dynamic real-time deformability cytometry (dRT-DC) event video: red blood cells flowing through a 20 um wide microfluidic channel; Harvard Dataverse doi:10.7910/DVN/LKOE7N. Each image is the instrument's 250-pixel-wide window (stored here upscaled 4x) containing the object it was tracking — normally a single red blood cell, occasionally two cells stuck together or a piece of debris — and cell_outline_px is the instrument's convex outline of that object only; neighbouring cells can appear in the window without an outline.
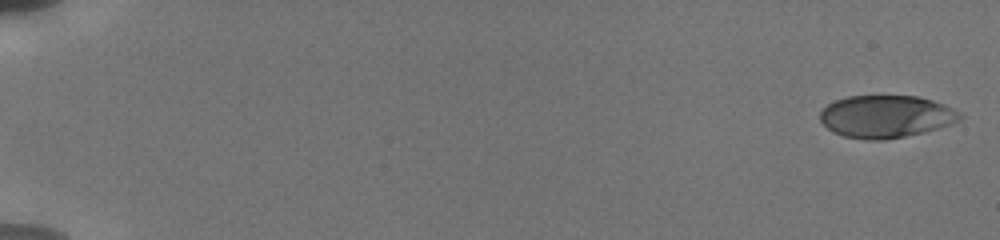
{"species": "human", "species_latin": "Homo sapiens", "temperature_condition": "cold", "stored_images_in_passage": 29, "camera_frame_rate_fps": 3000, "um_per_image_px": 0.085, "donor": {"sex": "male"}, "frame": {"image": 1, "passage_image": 1, "time_ms": 0.0, "image_size_px": [1000, 240], "cell_outline_px": [[964, 116], [960, 120], [940, 128], [924, 132], [884, 140], [864, 140], [844, 136], [832, 132], [820, 120], [820, 112], [828, 104], [836, 100], [848, 96], [916, 96], [932, 100], [944, 104], [960, 112]], "centroid_in_image_um": [75.32, 9.91], "position_along_channel_um": 9.7, "area_um2": 34.62}}
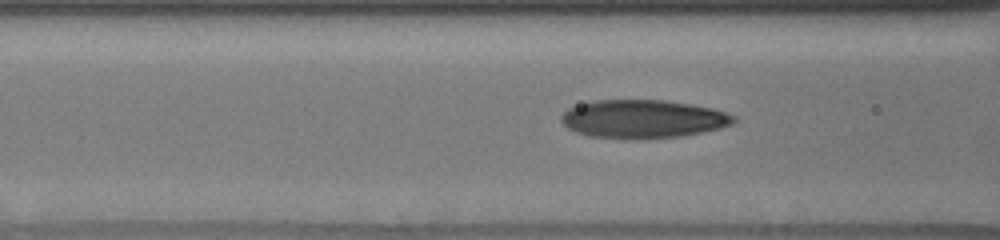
{"frame": {"image": 2, "passage_image": 21, "time_ms": 7.667, "image_size_px": [1000, 240], "cell_outline_px": [[736, 120], [732, 124], [720, 128], [680, 136], [636, 140], [624, 140], [588, 136], [576, 132], [568, 128], [560, 120], [560, 116], [568, 108], [592, 100], [664, 100], [712, 108], [736, 116]], "centroid_in_image_um": [54.61, 10.13], "position_along_channel_um": 112.0, "area_um2": 38.78}}
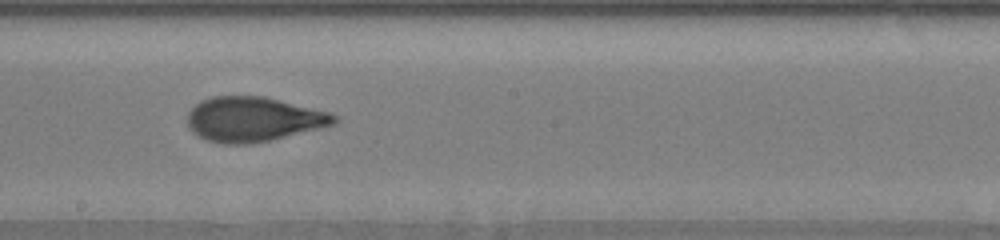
{"frame": {"image": 3, "passage_image": 28, "time_ms": 10.667, "image_size_px": [1000, 240], "cell_outline_px": [[340, 120], [336, 124], [272, 140], [248, 144], [224, 144], [208, 140], [192, 132], [188, 128], [188, 112], [200, 100], [212, 96], [264, 96], [328, 112], [340, 116]], "centroid_in_image_um": [21.55, 10.14], "position_along_channel_um": 226.7, "area_um2": 38.32}}